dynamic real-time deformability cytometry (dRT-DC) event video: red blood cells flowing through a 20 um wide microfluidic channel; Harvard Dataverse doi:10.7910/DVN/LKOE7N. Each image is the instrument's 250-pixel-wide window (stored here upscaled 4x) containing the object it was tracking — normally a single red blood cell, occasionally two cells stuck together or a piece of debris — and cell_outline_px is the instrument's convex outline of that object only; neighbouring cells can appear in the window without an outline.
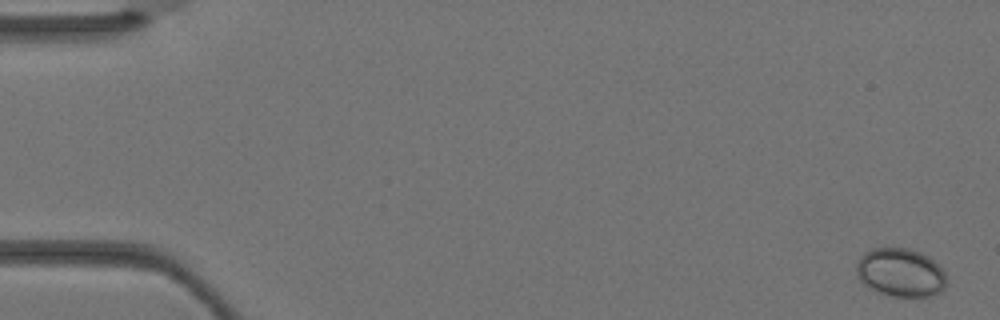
{"species": "Egyptian fruit bat (a non-hibernating species)", "species_latin": "Rousettus aegyptiacus", "temperature_condition": "warm", "stored_images_in_passage": 4, "camera_frame_rate_fps": 3000, "um_per_image_px": 0.085, "animal": {"sex": "female"}, "frame": {"image": 1, "passage_image": 1, "time_ms": 0.0, "image_size_px": [1000, 320], "cell_outline_px": [[944, 288], [940, 292], [932, 296], [892, 296], [868, 288], [856, 276], [856, 264], [860, 256], [864, 252], [872, 248], [912, 248], [928, 256], [944, 268]], "centroid_in_image_um": [76.52, 23.15], "position_along_channel_um": 8.5, "area_um2": 25.61}}
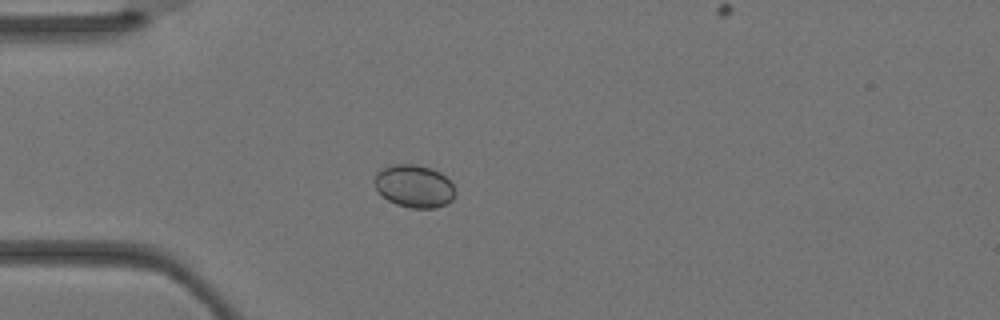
{"frame": {"image": 2, "passage_image": 3, "time_ms": 0.667, "image_size_px": [1000, 320], "cell_outline_px": [[456, 192], [452, 200], [436, 208], [412, 208], [396, 204], [388, 200], [376, 188], [372, 180], [376, 172], [392, 164], [416, 164], [432, 168], [440, 172], [452, 184]], "centroid_in_image_um": [35.19, 15.81], "position_along_channel_um": 49.8, "area_um2": 20.11}}